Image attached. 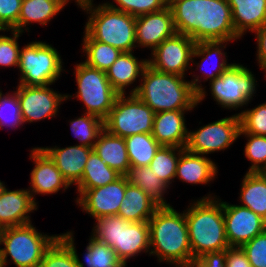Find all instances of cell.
Returning a JSON list of instances; mask_svg holds the SVG:
<instances>
[{"instance_id":"19","label":"cell","mask_w":266,"mask_h":267,"mask_svg":"<svg viewBox=\"0 0 266 267\" xmlns=\"http://www.w3.org/2000/svg\"><path fill=\"white\" fill-rule=\"evenodd\" d=\"M135 33L137 49L147 48L150 52L164 40L173 37L177 32L170 7L137 16Z\"/></svg>"},{"instance_id":"24","label":"cell","mask_w":266,"mask_h":267,"mask_svg":"<svg viewBox=\"0 0 266 267\" xmlns=\"http://www.w3.org/2000/svg\"><path fill=\"white\" fill-rule=\"evenodd\" d=\"M193 110H174L155 113L152 135L161 146L185 148L189 128L185 114Z\"/></svg>"},{"instance_id":"45","label":"cell","mask_w":266,"mask_h":267,"mask_svg":"<svg viewBox=\"0 0 266 267\" xmlns=\"http://www.w3.org/2000/svg\"><path fill=\"white\" fill-rule=\"evenodd\" d=\"M252 33L255 35V43L257 44L255 61H257L258 69L263 71L264 78H266V24Z\"/></svg>"},{"instance_id":"5","label":"cell","mask_w":266,"mask_h":267,"mask_svg":"<svg viewBox=\"0 0 266 267\" xmlns=\"http://www.w3.org/2000/svg\"><path fill=\"white\" fill-rule=\"evenodd\" d=\"M88 15L82 40H96L121 52H134L136 17L110 8L106 3L89 4L80 8Z\"/></svg>"},{"instance_id":"2","label":"cell","mask_w":266,"mask_h":267,"mask_svg":"<svg viewBox=\"0 0 266 267\" xmlns=\"http://www.w3.org/2000/svg\"><path fill=\"white\" fill-rule=\"evenodd\" d=\"M150 256L171 266H193L185 212L159 207L148 221Z\"/></svg>"},{"instance_id":"23","label":"cell","mask_w":266,"mask_h":267,"mask_svg":"<svg viewBox=\"0 0 266 267\" xmlns=\"http://www.w3.org/2000/svg\"><path fill=\"white\" fill-rule=\"evenodd\" d=\"M53 160L57 169L71 186H75L82 178L83 171L93 148L75 144L72 146L41 147Z\"/></svg>"},{"instance_id":"20","label":"cell","mask_w":266,"mask_h":267,"mask_svg":"<svg viewBox=\"0 0 266 267\" xmlns=\"http://www.w3.org/2000/svg\"><path fill=\"white\" fill-rule=\"evenodd\" d=\"M38 207L27 188L6 187L0 195V229L32 223L31 213Z\"/></svg>"},{"instance_id":"25","label":"cell","mask_w":266,"mask_h":267,"mask_svg":"<svg viewBox=\"0 0 266 267\" xmlns=\"http://www.w3.org/2000/svg\"><path fill=\"white\" fill-rule=\"evenodd\" d=\"M74 234L73 230H69L66 233H60L59 238L71 249L78 267H126L111 247L91 235L81 260L77 252Z\"/></svg>"},{"instance_id":"27","label":"cell","mask_w":266,"mask_h":267,"mask_svg":"<svg viewBox=\"0 0 266 267\" xmlns=\"http://www.w3.org/2000/svg\"><path fill=\"white\" fill-rule=\"evenodd\" d=\"M93 150L111 169H114L120 175L125 176L128 173L131 165L124 138L103 129L94 144Z\"/></svg>"},{"instance_id":"11","label":"cell","mask_w":266,"mask_h":267,"mask_svg":"<svg viewBox=\"0 0 266 267\" xmlns=\"http://www.w3.org/2000/svg\"><path fill=\"white\" fill-rule=\"evenodd\" d=\"M119 94L104 120V129L122 138L152 133L155 113L136 94Z\"/></svg>"},{"instance_id":"10","label":"cell","mask_w":266,"mask_h":267,"mask_svg":"<svg viewBox=\"0 0 266 267\" xmlns=\"http://www.w3.org/2000/svg\"><path fill=\"white\" fill-rule=\"evenodd\" d=\"M256 79L247 66L235 62L219 77L208 82L209 93L222 109L242 112V109L251 104L253 97H256L259 86Z\"/></svg>"},{"instance_id":"18","label":"cell","mask_w":266,"mask_h":267,"mask_svg":"<svg viewBox=\"0 0 266 267\" xmlns=\"http://www.w3.org/2000/svg\"><path fill=\"white\" fill-rule=\"evenodd\" d=\"M126 176L105 186L86 190L76 201L78 208L92 219L118 215L125 197Z\"/></svg>"},{"instance_id":"46","label":"cell","mask_w":266,"mask_h":267,"mask_svg":"<svg viewBox=\"0 0 266 267\" xmlns=\"http://www.w3.org/2000/svg\"><path fill=\"white\" fill-rule=\"evenodd\" d=\"M226 267H251L246 253L241 247L229 246L226 249Z\"/></svg>"},{"instance_id":"9","label":"cell","mask_w":266,"mask_h":267,"mask_svg":"<svg viewBox=\"0 0 266 267\" xmlns=\"http://www.w3.org/2000/svg\"><path fill=\"white\" fill-rule=\"evenodd\" d=\"M73 67L77 91L72 95L66 93V100L77 99L84 104V113L97 116L104 121L119 94L109 83L106 72L92 68L82 60Z\"/></svg>"},{"instance_id":"14","label":"cell","mask_w":266,"mask_h":267,"mask_svg":"<svg viewBox=\"0 0 266 267\" xmlns=\"http://www.w3.org/2000/svg\"><path fill=\"white\" fill-rule=\"evenodd\" d=\"M46 86H24L17 84L18 95L24 124H32L44 119H53L60 113L61 104L66 102V93L62 94Z\"/></svg>"},{"instance_id":"47","label":"cell","mask_w":266,"mask_h":267,"mask_svg":"<svg viewBox=\"0 0 266 267\" xmlns=\"http://www.w3.org/2000/svg\"><path fill=\"white\" fill-rule=\"evenodd\" d=\"M226 250L205 253L194 261V267H226Z\"/></svg>"},{"instance_id":"4","label":"cell","mask_w":266,"mask_h":267,"mask_svg":"<svg viewBox=\"0 0 266 267\" xmlns=\"http://www.w3.org/2000/svg\"><path fill=\"white\" fill-rule=\"evenodd\" d=\"M186 78L163 73L147 65L135 93L154 113L174 110H193L197 105V92Z\"/></svg>"},{"instance_id":"29","label":"cell","mask_w":266,"mask_h":267,"mask_svg":"<svg viewBox=\"0 0 266 267\" xmlns=\"http://www.w3.org/2000/svg\"><path fill=\"white\" fill-rule=\"evenodd\" d=\"M62 10L57 2L50 0H22L18 23L12 30L20 33L30 32L34 23L48 26Z\"/></svg>"},{"instance_id":"44","label":"cell","mask_w":266,"mask_h":267,"mask_svg":"<svg viewBox=\"0 0 266 267\" xmlns=\"http://www.w3.org/2000/svg\"><path fill=\"white\" fill-rule=\"evenodd\" d=\"M22 0H0V30H12L18 23Z\"/></svg>"},{"instance_id":"31","label":"cell","mask_w":266,"mask_h":267,"mask_svg":"<svg viewBox=\"0 0 266 267\" xmlns=\"http://www.w3.org/2000/svg\"><path fill=\"white\" fill-rule=\"evenodd\" d=\"M122 175L111 169L93 150L86 162L83 176L75 185L77 197L76 201L86 190L105 186L115 182Z\"/></svg>"},{"instance_id":"49","label":"cell","mask_w":266,"mask_h":267,"mask_svg":"<svg viewBox=\"0 0 266 267\" xmlns=\"http://www.w3.org/2000/svg\"><path fill=\"white\" fill-rule=\"evenodd\" d=\"M53 2H57L63 9L69 4L71 1L70 0H50Z\"/></svg>"},{"instance_id":"35","label":"cell","mask_w":266,"mask_h":267,"mask_svg":"<svg viewBox=\"0 0 266 267\" xmlns=\"http://www.w3.org/2000/svg\"><path fill=\"white\" fill-rule=\"evenodd\" d=\"M185 148L161 146L150 162L152 173L160 178L169 188L176 182V168L181 152ZM173 182V183H172Z\"/></svg>"},{"instance_id":"6","label":"cell","mask_w":266,"mask_h":267,"mask_svg":"<svg viewBox=\"0 0 266 267\" xmlns=\"http://www.w3.org/2000/svg\"><path fill=\"white\" fill-rule=\"evenodd\" d=\"M90 235L111 247L126 267L131 258L142 253L150 256L148 222L127 221L118 215L100 217L94 220Z\"/></svg>"},{"instance_id":"51","label":"cell","mask_w":266,"mask_h":267,"mask_svg":"<svg viewBox=\"0 0 266 267\" xmlns=\"http://www.w3.org/2000/svg\"><path fill=\"white\" fill-rule=\"evenodd\" d=\"M261 173L264 175V177L266 178V169H263L262 171H261Z\"/></svg>"},{"instance_id":"50","label":"cell","mask_w":266,"mask_h":267,"mask_svg":"<svg viewBox=\"0 0 266 267\" xmlns=\"http://www.w3.org/2000/svg\"><path fill=\"white\" fill-rule=\"evenodd\" d=\"M6 187L7 185L5 184V182L0 180V195L2 194V192Z\"/></svg>"},{"instance_id":"22","label":"cell","mask_w":266,"mask_h":267,"mask_svg":"<svg viewBox=\"0 0 266 267\" xmlns=\"http://www.w3.org/2000/svg\"><path fill=\"white\" fill-rule=\"evenodd\" d=\"M218 165L206 155L196 154L186 148L181 152L175 179L189 185H208L218 178Z\"/></svg>"},{"instance_id":"39","label":"cell","mask_w":266,"mask_h":267,"mask_svg":"<svg viewBox=\"0 0 266 267\" xmlns=\"http://www.w3.org/2000/svg\"><path fill=\"white\" fill-rule=\"evenodd\" d=\"M106 3L110 8L128 13L132 16H140L157 12L168 6V0H112Z\"/></svg>"},{"instance_id":"42","label":"cell","mask_w":266,"mask_h":267,"mask_svg":"<svg viewBox=\"0 0 266 267\" xmlns=\"http://www.w3.org/2000/svg\"><path fill=\"white\" fill-rule=\"evenodd\" d=\"M39 267H78L71 249L58 237L45 251Z\"/></svg>"},{"instance_id":"12","label":"cell","mask_w":266,"mask_h":267,"mask_svg":"<svg viewBox=\"0 0 266 267\" xmlns=\"http://www.w3.org/2000/svg\"><path fill=\"white\" fill-rule=\"evenodd\" d=\"M196 129L188 132L185 148L192 153L208 156V154L224 152L238 140L240 118L238 113H235Z\"/></svg>"},{"instance_id":"3","label":"cell","mask_w":266,"mask_h":267,"mask_svg":"<svg viewBox=\"0 0 266 267\" xmlns=\"http://www.w3.org/2000/svg\"><path fill=\"white\" fill-rule=\"evenodd\" d=\"M190 201L184 212L193 259L197 260L205 253L226 250L229 243L220 196L209 192Z\"/></svg>"},{"instance_id":"1","label":"cell","mask_w":266,"mask_h":267,"mask_svg":"<svg viewBox=\"0 0 266 267\" xmlns=\"http://www.w3.org/2000/svg\"><path fill=\"white\" fill-rule=\"evenodd\" d=\"M178 34L199 41H237L227 0H168Z\"/></svg>"},{"instance_id":"32","label":"cell","mask_w":266,"mask_h":267,"mask_svg":"<svg viewBox=\"0 0 266 267\" xmlns=\"http://www.w3.org/2000/svg\"><path fill=\"white\" fill-rule=\"evenodd\" d=\"M129 184L139 187L144 191L159 207L172 206L165 199V194L170 188L154 173L149 166L130 167L125 175ZM169 189V191H168Z\"/></svg>"},{"instance_id":"16","label":"cell","mask_w":266,"mask_h":267,"mask_svg":"<svg viewBox=\"0 0 266 267\" xmlns=\"http://www.w3.org/2000/svg\"><path fill=\"white\" fill-rule=\"evenodd\" d=\"M29 158L34 167L30 172V187L27 189L38 205L39 203L35 196L53 195L60 190L65 193L66 190L71 188V185L57 169L53 160L40 146L31 148Z\"/></svg>"},{"instance_id":"41","label":"cell","mask_w":266,"mask_h":267,"mask_svg":"<svg viewBox=\"0 0 266 267\" xmlns=\"http://www.w3.org/2000/svg\"><path fill=\"white\" fill-rule=\"evenodd\" d=\"M5 32H10L8 35ZM4 33V34H3ZM23 34L13 30H0V67L11 68L18 70L20 45L18 42L19 37Z\"/></svg>"},{"instance_id":"26","label":"cell","mask_w":266,"mask_h":267,"mask_svg":"<svg viewBox=\"0 0 266 267\" xmlns=\"http://www.w3.org/2000/svg\"><path fill=\"white\" fill-rule=\"evenodd\" d=\"M235 32L243 38L266 24V0H227Z\"/></svg>"},{"instance_id":"34","label":"cell","mask_w":266,"mask_h":267,"mask_svg":"<svg viewBox=\"0 0 266 267\" xmlns=\"http://www.w3.org/2000/svg\"><path fill=\"white\" fill-rule=\"evenodd\" d=\"M81 56L88 66L106 72L122 53L111 45L96 41L82 40Z\"/></svg>"},{"instance_id":"33","label":"cell","mask_w":266,"mask_h":267,"mask_svg":"<svg viewBox=\"0 0 266 267\" xmlns=\"http://www.w3.org/2000/svg\"><path fill=\"white\" fill-rule=\"evenodd\" d=\"M131 167L149 166L161 145L152 133H139L125 137Z\"/></svg>"},{"instance_id":"30","label":"cell","mask_w":266,"mask_h":267,"mask_svg":"<svg viewBox=\"0 0 266 267\" xmlns=\"http://www.w3.org/2000/svg\"><path fill=\"white\" fill-rule=\"evenodd\" d=\"M240 188L239 205L251 209L266 221V178L264 175L261 172L246 171Z\"/></svg>"},{"instance_id":"36","label":"cell","mask_w":266,"mask_h":267,"mask_svg":"<svg viewBox=\"0 0 266 267\" xmlns=\"http://www.w3.org/2000/svg\"><path fill=\"white\" fill-rule=\"evenodd\" d=\"M68 122L71 133L79 142L77 144L90 148L94 147L100 132L104 129V121L88 113H82Z\"/></svg>"},{"instance_id":"43","label":"cell","mask_w":266,"mask_h":267,"mask_svg":"<svg viewBox=\"0 0 266 267\" xmlns=\"http://www.w3.org/2000/svg\"><path fill=\"white\" fill-rule=\"evenodd\" d=\"M241 248L246 253L251 267H266V229Z\"/></svg>"},{"instance_id":"38","label":"cell","mask_w":266,"mask_h":267,"mask_svg":"<svg viewBox=\"0 0 266 267\" xmlns=\"http://www.w3.org/2000/svg\"><path fill=\"white\" fill-rule=\"evenodd\" d=\"M243 136L247 140L243 155L251 164L247 172H261L266 169V136L239 133V138Z\"/></svg>"},{"instance_id":"28","label":"cell","mask_w":266,"mask_h":267,"mask_svg":"<svg viewBox=\"0 0 266 267\" xmlns=\"http://www.w3.org/2000/svg\"><path fill=\"white\" fill-rule=\"evenodd\" d=\"M125 197L118 216L132 222H148L159 206L139 187L129 184L126 178Z\"/></svg>"},{"instance_id":"13","label":"cell","mask_w":266,"mask_h":267,"mask_svg":"<svg viewBox=\"0 0 266 267\" xmlns=\"http://www.w3.org/2000/svg\"><path fill=\"white\" fill-rule=\"evenodd\" d=\"M229 42V43H228ZM233 41H199L196 42L193 55H192V61H191V68L194 71H202L201 75L195 74L194 71L190 72V75L192 76L191 80H188L191 82L192 88L197 92V105H200L202 101H204L206 96H208V93L206 91V86L202 84L203 82H207L208 80H214L215 78L219 77L223 72H225L231 65L234 64L228 63V56L227 52L224 50L227 48V45L232 43ZM201 58V60L198 62L195 61V58ZM217 60V63H216ZM212 65L208 68L209 63ZM209 62V63H208ZM216 66H215V64ZM207 65V66H206ZM195 66V69L193 68ZM203 78V79H202Z\"/></svg>"},{"instance_id":"8","label":"cell","mask_w":266,"mask_h":267,"mask_svg":"<svg viewBox=\"0 0 266 267\" xmlns=\"http://www.w3.org/2000/svg\"><path fill=\"white\" fill-rule=\"evenodd\" d=\"M60 52L47 42L35 40L20 49L18 84L24 86L53 85L65 69Z\"/></svg>"},{"instance_id":"48","label":"cell","mask_w":266,"mask_h":267,"mask_svg":"<svg viewBox=\"0 0 266 267\" xmlns=\"http://www.w3.org/2000/svg\"><path fill=\"white\" fill-rule=\"evenodd\" d=\"M70 1H74L78 8L94 3V0H70Z\"/></svg>"},{"instance_id":"37","label":"cell","mask_w":266,"mask_h":267,"mask_svg":"<svg viewBox=\"0 0 266 267\" xmlns=\"http://www.w3.org/2000/svg\"><path fill=\"white\" fill-rule=\"evenodd\" d=\"M25 125L22 119L20 103L18 95L13 89L3 93L0 89V129L10 127L11 129L21 128L20 126Z\"/></svg>"},{"instance_id":"7","label":"cell","mask_w":266,"mask_h":267,"mask_svg":"<svg viewBox=\"0 0 266 267\" xmlns=\"http://www.w3.org/2000/svg\"><path fill=\"white\" fill-rule=\"evenodd\" d=\"M58 237L59 234L39 232L32 223L2 228L0 266L13 263L15 267H39L45 251Z\"/></svg>"},{"instance_id":"40","label":"cell","mask_w":266,"mask_h":267,"mask_svg":"<svg viewBox=\"0 0 266 267\" xmlns=\"http://www.w3.org/2000/svg\"><path fill=\"white\" fill-rule=\"evenodd\" d=\"M240 133L266 136V102L238 113Z\"/></svg>"},{"instance_id":"21","label":"cell","mask_w":266,"mask_h":267,"mask_svg":"<svg viewBox=\"0 0 266 267\" xmlns=\"http://www.w3.org/2000/svg\"><path fill=\"white\" fill-rule=\"evenodd\" d=\"M134 52H122L117 60L106 71L112 88L118 94H135L139 86H134L137 79L140 85L142 73L148 65V59H139ZM135 82V83H134ZM132 85V89L126 91ZM134 86V87H133Z\"/></svg>"},{"instance_id":"15","label":"cell","mask_w":266,"mask_h":267,"mask_svg":"<svg viewBox=\"0 0 266 267\" xmlns=\"http://www.w3.org/2000/svg\"><path fill=\"white\" fill-rule=\"evenodd\" d=\"M196 42L184 34L176 33L164 40L150 54L148 65L163 73H173L186 77L191 68Z\"/></svg>"},{"instance_id":"17","label":"cell","mask_w":266,"mask_h":267,"mask_svg":"<svg viewBox=\"0 0 266 267\" xmlns=\"http://www.w3.org/2000/svg\"><path fill=\"white\" fill-rule=\"evenodd\" d=\"M229 246L241 247L266 229V221L247 207L222 201Z\"/></svg>"}]
</instances>
